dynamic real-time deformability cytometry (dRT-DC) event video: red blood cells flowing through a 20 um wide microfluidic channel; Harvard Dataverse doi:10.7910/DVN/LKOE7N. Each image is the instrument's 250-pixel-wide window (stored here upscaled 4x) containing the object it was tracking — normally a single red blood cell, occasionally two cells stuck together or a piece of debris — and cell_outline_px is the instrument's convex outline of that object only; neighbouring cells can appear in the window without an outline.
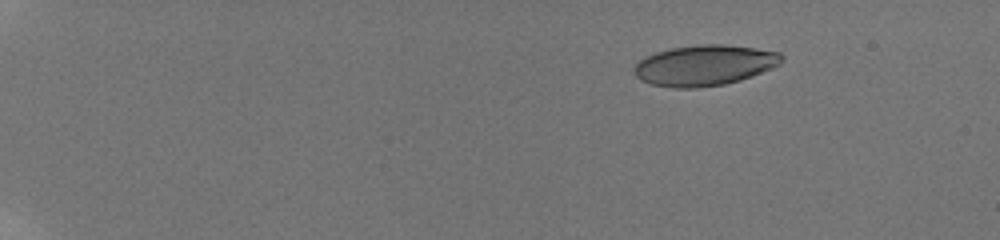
{"species": "human", "species_latin": "Homo sapiens", "temperature_condition": "room temperature", "stored_images_in_passage": 21, "camera_frame_rate_fps": 3000, "um_per_image_px": 0.085, "donor": {"sex": "male"}, "frame": {"image": 1, "passage_image": 6, "time_ms": 3.0, "image_size_px": [1000, 240], "cell_outline_px": [[784, 60], [780, 64], [772, 68], [752, 76], [740, 80], [724, 84], [696, 88], [672, 88], [652, 84], [640, 80], [636, 76], [632, 68], [644, 56], [656, 52], [672, 48], [700, 44], [724, 44], [756, 48], [780, 52], [784, 56]], "centroid_in_image_um": [59.89, 5.55], "position_along_channel_um": 25.1, "area_um2": 35.14}}
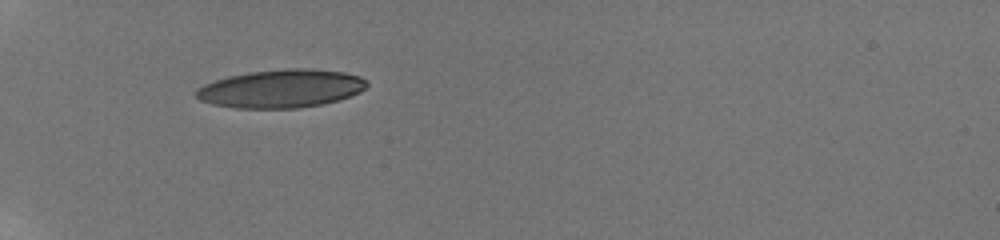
{"frame": {"image": 2, "passage_image": 20, "time_ms": 7.333, "image_size_px": [1000, 240], "cell_outline_px": [[368, 84], [360, 92], [324, 104], [300, 108], [236, 108], [212, 104], [200, 100], [196, 96], [196, 88], [204, 84], [228, 76], [248, 72], [284, 68], [304, 68], [344, 72], [360, 76]], "centroid_in_image_um": [23.87, 7.53], "position_along_channel_um": 61.1, "area_um2": 37.97}}